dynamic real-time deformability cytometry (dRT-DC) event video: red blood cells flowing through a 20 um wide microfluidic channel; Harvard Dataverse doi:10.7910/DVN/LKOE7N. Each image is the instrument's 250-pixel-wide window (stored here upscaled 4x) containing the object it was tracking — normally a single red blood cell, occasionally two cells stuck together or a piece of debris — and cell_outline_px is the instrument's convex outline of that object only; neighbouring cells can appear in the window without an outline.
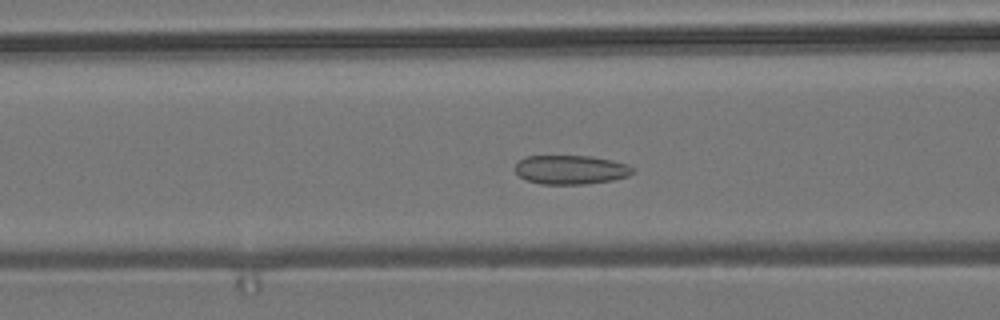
{"species": "common noctule bat (a hibernating species)", "species_latin": "Nyctalus noctula", "temperature_condition": "room temperature", "stored_images_in_passage": 56, "camera_frame_rate_fps": 3000, "um_per_image_px": 0.085, "animal": {"sex": "male", "body_mass_g": 19.2, "forearm_length_mm": 51.8}, "frame": {"image": 1, "passage_image": 22, "time_ms": 7.0, "image_size_px": [1000, 320], "cell_outline_px": [[636, 172], [628, 176], [612, 180], [584, 184], [540, 184], [528, 180], [520, 176], [516, 172], [516, 164], [524, 156], [592, 156], [612, 160], [628, 164], [636, 168]], "centroid_in_image_um": [48.57, 14.42], "position_along_channel_um": 118.0, "area_um2": 20.0}}
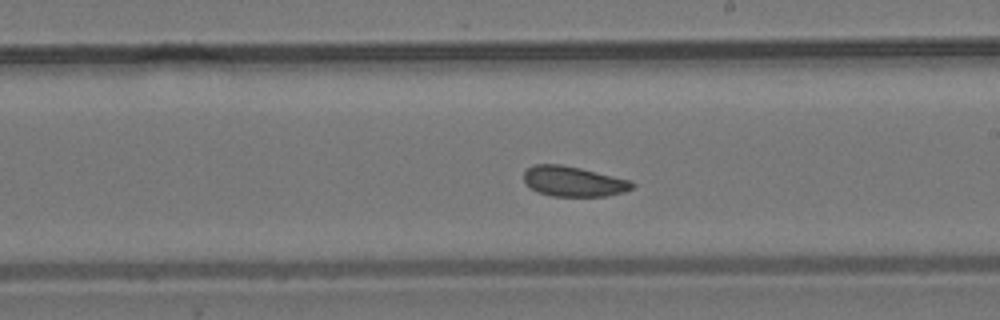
{"frame": {"image": 2, "passage_image": 32, "time_ms": 10.333, "image_size_px": [1000, 320], "cell_outline_px": [[636, 184], [632, 188], [624, 192], [608, 196], [552, 196], [536, 192], [524, 180], [524, 172], [528, 168], [536, 164], [560, 164], [580, 168], [632, 180]], "centroid_in_image_um": [48.78, 15.42], "position_along_channel_um": 240.2, "area_um2": 19.07}}
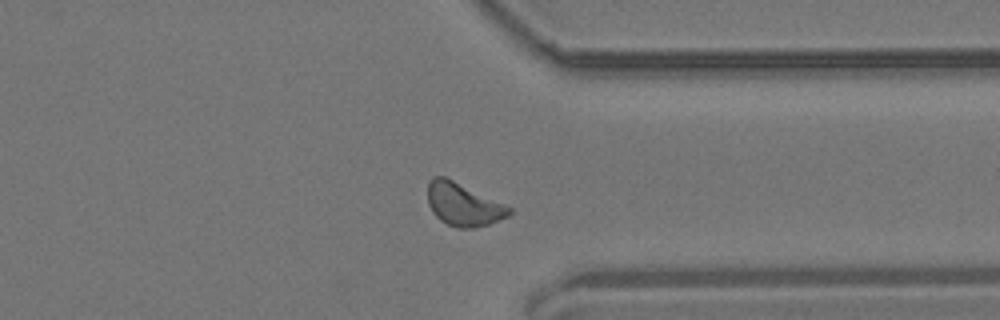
{"frame": {"image": 3, "passage_image": 43, "time_ms": 14.0, "image_size_px": [1000, 320], "cell_outline_px": [[512, 212], [508, 216], [488, 224], [476, 228], [456, 228], [440, 220], [432, 212], [428, 204], [428, 184], [432, 176], [444, 176], [512, 208]], "centroid_in_image_um": [39.35, 17.39], "position_along_channel_um": 372.0, "area_um2": 20.11}, "authors_computed_cell_mechanics": {"area_um2": 19.9988, "velocity_mm_per_s": 3.665, "shape_relaxation_time_tau1_ms": 6.7671, "shape_relaxation_time_tau2_ms": 3.0305, "deformation_change_tau1": 0.0635, "deformation_change_tau2": 0.0834}}